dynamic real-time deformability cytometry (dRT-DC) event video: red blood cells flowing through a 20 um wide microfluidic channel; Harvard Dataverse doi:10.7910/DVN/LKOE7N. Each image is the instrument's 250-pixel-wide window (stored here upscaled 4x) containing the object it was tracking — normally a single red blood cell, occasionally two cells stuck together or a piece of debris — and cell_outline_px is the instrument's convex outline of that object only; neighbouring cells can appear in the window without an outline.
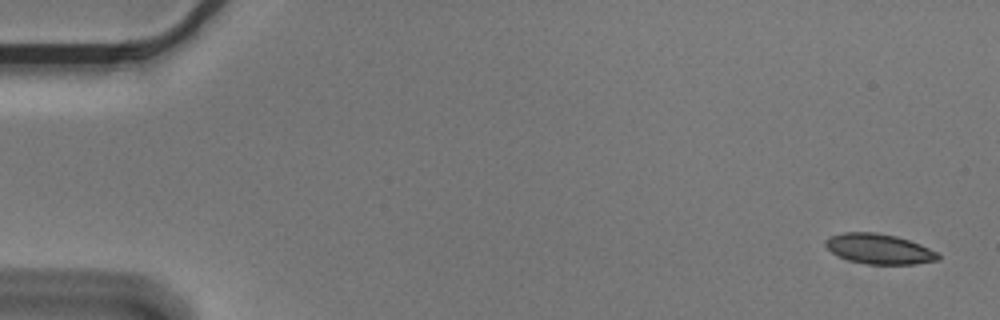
{"species": "Egyptian fruit bat (a non-hibernating species)", "species_latin": "Rousettus aegyptiacus", "temperature_condition": "cold", "stored_images_in_passage": 5, "camera_frame_rate_fps": 3000, "um_per_image_px": 0.085, "animal": {"sex": "male"}, "frame": {"image": 1, "passage_image": 1, "time_ms": 0.0, "image_size_px": [1000, 320], "cell_outline_px": [[940, 260], [912, 264], [864, 264], [848, 260], [832, 252], [824, 244], [824, 240], [840, 232], [876, 232], [896, 236], [920, 244], [940, 252]], "centroid_in_image_um": [74.75, 21.15], "position_along_channel_um": 10.3, "area_um2": 19.88}}
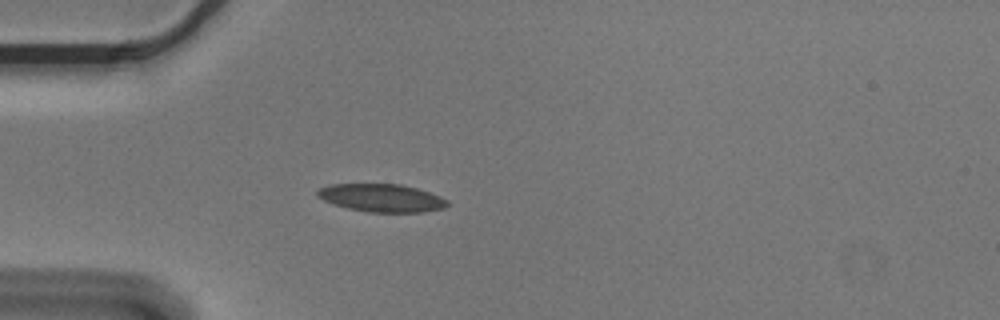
{"frame": {"image": 2, "passage_image": 4, "time_ms": 1.0, "image_size_px": [1000, 320], "cell_outline_px": [[448, 204], [444, 208], [424, 212], [368, 212], [348, 208], [332, 204], [316, 196], [316, 192], [320, 188], [328, 184], [400, 184], [416, 188], [440, 196], [448, 200]], "centroid_in_image_um": [32.42, 16.82], "position_along_channel_um": 52.6, "area_um2": 21.15}}